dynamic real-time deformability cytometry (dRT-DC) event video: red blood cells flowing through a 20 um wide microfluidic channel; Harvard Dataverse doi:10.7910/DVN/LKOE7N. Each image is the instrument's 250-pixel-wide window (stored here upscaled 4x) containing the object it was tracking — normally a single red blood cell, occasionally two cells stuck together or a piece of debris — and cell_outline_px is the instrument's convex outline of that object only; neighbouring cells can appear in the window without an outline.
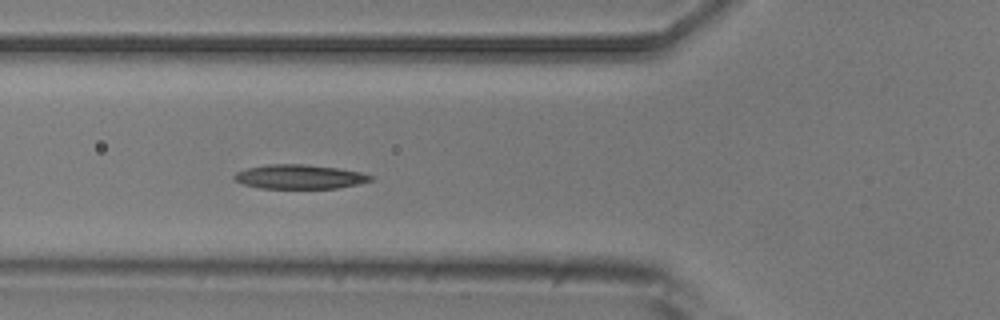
{"species": "common noctule bat (a hibernating species)", "species_latin": "Nyctalus noctula", "temperature_condition": "room temperature", "stored_images_in_passage": 9, "camera_frame_rate_fps": 3000, "um_per_image_px": 0.085, "animal": {"sex": "male", "body_mass_g": 20.5, "forearm_length_mm": 52.5}, "frame": {"image": 1, "passage_image": 6, "time_ms": 5.667, "image_size_px": [1000, 320], "cell_outline_px": [[372, 180], [356, 184], [336, 188], [260, 188], [244, 184], [232, 180], [232, 176], [236, 172], [248, 168], [268, 164], [304, 164], [336, 168], [360, 172], [372, 176]], "centroid_in_image_um": [25.39, 15.02], "position_along_channel_um": 100.4, "area_um2": 19.07}}
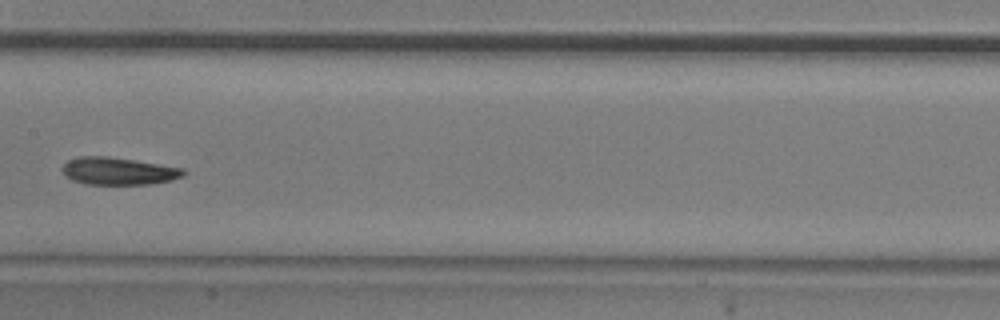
{"frame": {"image": 2, "passage_image": 8, "time_ms": 8.333, "image_size_px": [1000, 320], "cell_outline_px": [[188, 172], [184, 176], [172, 180], [152, 184], [84, 184], [72, 180], [64, 176], [64, 164], [68, 160], [80, 156], [108, 156], [184, 168]], "centroid_in_image_um": [10.1, 14.55], "position_along_channel_um": 197.3, "area_um2": 19.42}}
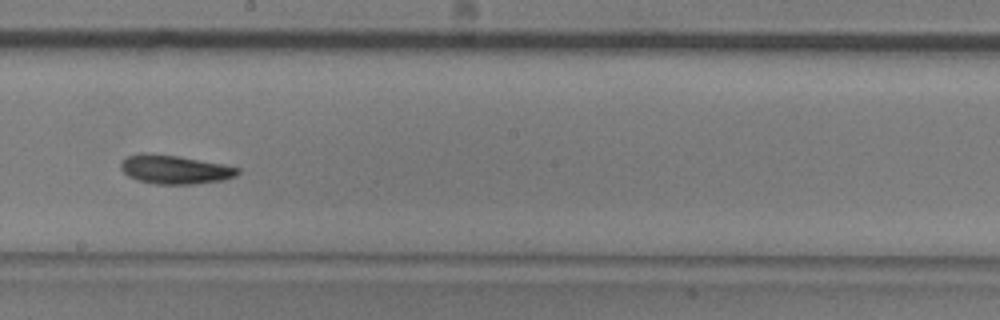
{"frame": {"image": 3, "passage_image": 9, "time_ms": 9.333, "image_size_px": [1000, 320], "cell_outline_px": [[240, 172], [236, 176], [224, 180], [196, 184], [156, 184], [136, 180], [128, 176], [120, 168], [120, 160], [128, 156], [140, 152], [144, 152], [176, 156], [224, 164], [240, 168]], "centroid_in_image_um": [14.84, 14.41], "position_along_channel_um": 233.4, "area_um2": 19.83}}